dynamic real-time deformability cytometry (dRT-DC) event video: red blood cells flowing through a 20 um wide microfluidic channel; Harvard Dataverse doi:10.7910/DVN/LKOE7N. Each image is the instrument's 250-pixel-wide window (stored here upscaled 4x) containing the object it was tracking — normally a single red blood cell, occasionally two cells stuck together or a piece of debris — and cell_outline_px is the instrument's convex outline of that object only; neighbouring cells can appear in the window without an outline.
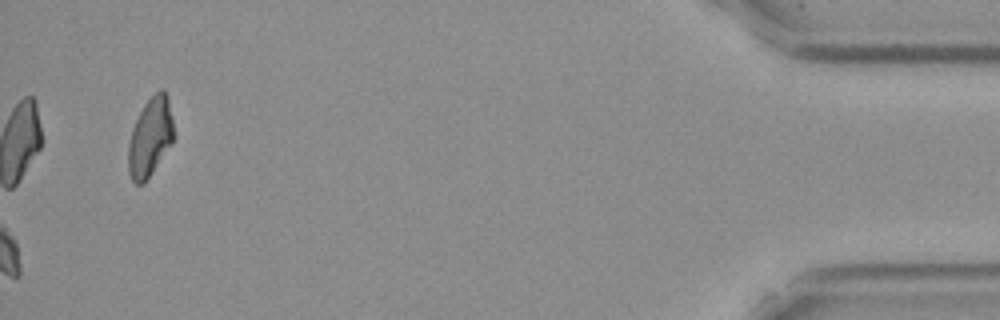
{"species": "Egyptian fruit bat (a non-hibernating species)", "species_latin": "Rousettus aegyptiacus", "temperature_condition": "cold", "stored_images_in_passage": 55, "camera_frame_rate_fps": 3000, "um_per_image_px": 0.085, "frame": {"image": 1, "passage_image": 55, "time_ms": 18.0, "image_size_px": [1000, 320], "cell_outline_px": [[172, 140], [144, 184], [136, 184], [132, 180], [128, 172], [128, 144], [132, 128], [144, 104], [160, 88], [164, 88], [168, 96], [172, 120]], "centroid_in_image_um": [12.73, 11.64], "position_along_channel_um": 422.5, "area_um2": 20.35}}